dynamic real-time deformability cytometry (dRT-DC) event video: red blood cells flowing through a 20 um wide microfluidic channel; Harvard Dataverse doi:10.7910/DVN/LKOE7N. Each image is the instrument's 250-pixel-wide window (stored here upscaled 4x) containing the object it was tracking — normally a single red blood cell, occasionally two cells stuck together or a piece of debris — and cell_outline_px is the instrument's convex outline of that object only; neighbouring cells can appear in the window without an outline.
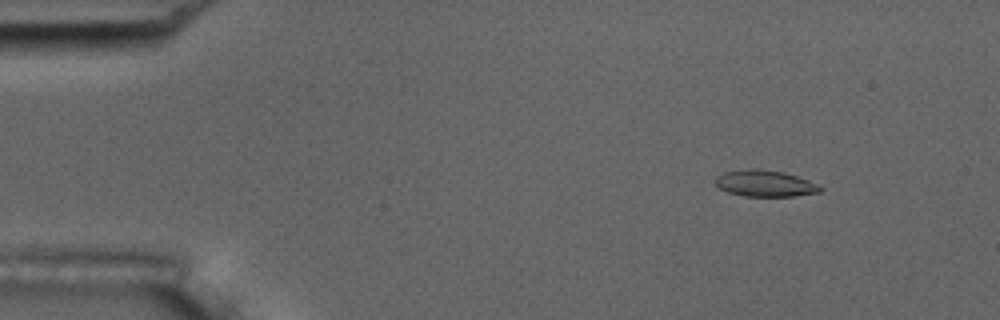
{"species": "common noctule bat (a hibernating species)", "species_latin": "Nyctalus noctula", "temperature_condition": "room temperature", "stored_images_in_passage": 3, "camera_frame_rate_fps": 3000, "um_per_image_px": 0.085, "animal": {"sex": "male", "body_mass_g": 17.5, "forearm_length_mm": 52.3}, "frame": {"image": 1, "passage_image": 1, "time_ms": 0.0, "image_size_px": [1000, 320], "cell_outline_px": [[824, 188], [820, 192], [792, 196], [744, 196], [728, 192], [720, 188], [712, 180], [716, 176], [724, 172], [752, 168], [756, 168], [784, 172], [808, 180]], "centroid_in_image_um": [64.99, 15.58], "position_along_channel_um": 20.0, "area_um2": 16.13}}